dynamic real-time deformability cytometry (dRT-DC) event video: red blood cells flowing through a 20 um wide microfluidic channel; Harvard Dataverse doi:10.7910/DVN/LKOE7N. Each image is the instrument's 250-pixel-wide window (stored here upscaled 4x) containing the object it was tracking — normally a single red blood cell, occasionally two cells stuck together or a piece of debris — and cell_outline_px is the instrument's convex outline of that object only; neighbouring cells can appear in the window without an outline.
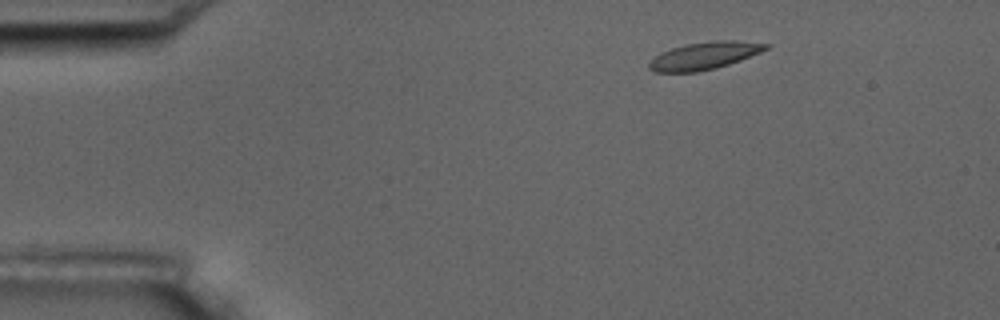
{"species": "common noctule bat (a hibernating species)", "species_latin": "Nyctalus noctula", "temperature_condition": "room temperature", "stored_images_in_passage": 15, "camera_frame_rate_fps": 3000, "um_per_image_px": 0.085, "animal": {"sex": "male", "body_mass_g": 17.5, "forearm_length_mm": 52.3}, "frame": {"image": 1, "passage_image": 1, "time_ms": 0.0, "image_size_px": [1000, 320], "cell_outline_px": [[772, 44], [768, 48], [760, 52], [740, 60], [716, 68], [696, 72], [656, 72], [648, 68], [648, 60], [660, 52], [684, 44], [716, 40], [736, 40]], "centroid_in_image_um": [59.83, 4.73], "position_along_channel_um": 25.2, "area_um2": 18.79}}
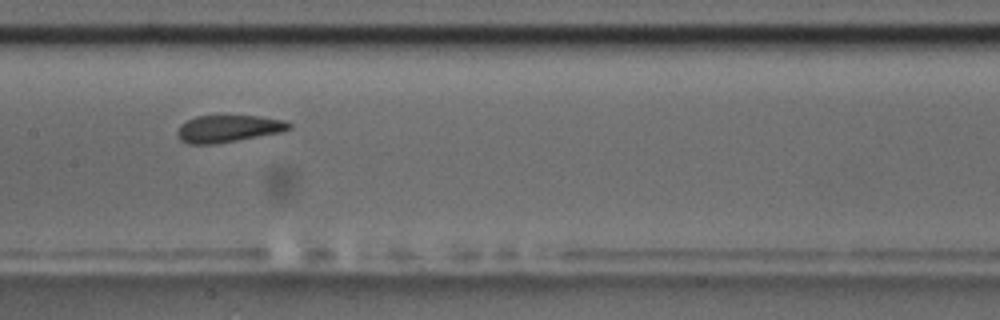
{"frame": {"image": 2, "passage_image": 7, "time_ms": 6.667, "image_size_px": [1000, 320], "cell_outline_px": [[292, 128], [280, 132], [216, 144], [188, 144], [180, 140], [176, 136], [176, 132], [180, 124], [196, 116], [260, 116], [284, 120], [292, 124]], "centroid_in_image_um": [19.37, 10.94], "position_along_channel_um": 188.0, "area_um2": 17.69}}
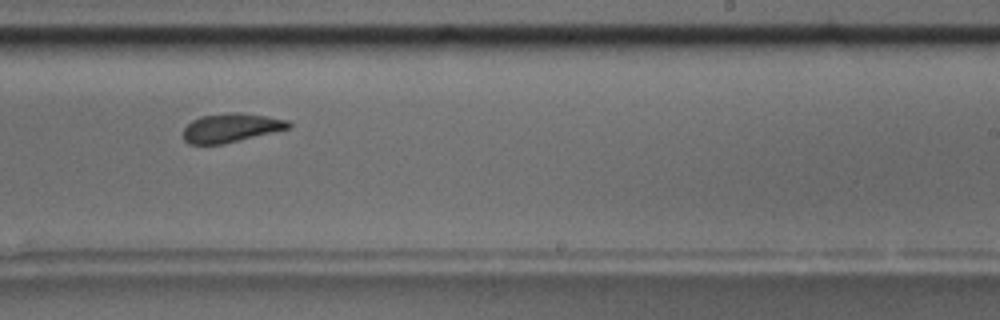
{"frame": {"image": 3, "passage_image": 9, "time_ms": 9.0, "image_size_px": [1000, 320], "cell_outline_px": [[292, 128], [220, 144], [188, 144], [184, 140], [184, 128], [192, 120], [200, 116], [228, 112], [240, 112], [288, 120], [292, 124]], "centroid_in_image_um": [19.64, 10.85], "position_along_channel_um": 269.4, "area_um2": 17.63}, "authors_computed_cell_mechanics": {"area_um2": 18.0336, "velocity_mm_per_s": 3.5, "shape_relaxation_time_tau1_ms": 9.9889, "shape_relaxation_time_tau2_ms": 1.659, "deformation_change_tau1": 0.1464, "deformation_change_tau2": 0.0806}}